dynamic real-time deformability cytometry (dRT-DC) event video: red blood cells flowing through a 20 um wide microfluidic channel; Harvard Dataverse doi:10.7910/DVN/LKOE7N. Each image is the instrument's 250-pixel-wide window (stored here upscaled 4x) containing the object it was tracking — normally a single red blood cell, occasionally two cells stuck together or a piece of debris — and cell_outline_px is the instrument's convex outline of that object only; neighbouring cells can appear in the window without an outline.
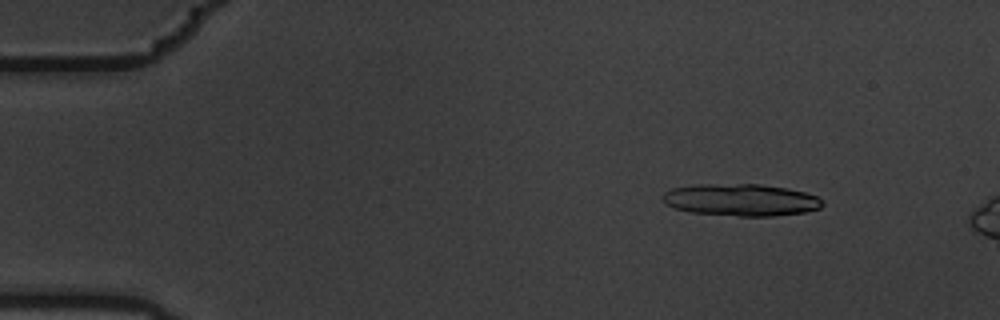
{"species": "common noctule bat (a hibernating species)", "species_latin": "Nyctalus noctula", "temperature_condition": "warm", "stored_images_in_passage": 4, "camera_frame_rate_fps": 3000, "um_per_image_px": 0.085, "animal": {"sex": "male", "body_mass_g": 19.5, "forearm_length_mm": 54.6}, "frame": {"image": 1, "passage_image": 2, "time_ms": 0.333, "image_size_px": [1000, 320], "cell_outline_px": [[824, 204], [820, 208], [804, 212], [772, 216], [740, 216], [688, 212], [672, 208], [664, 204], [660, 196], [664, 192], [672, 188], [700, 184], [760, 184], [788, 188], [804, 192], [816, 196], [824, 200]], "centroid_in_image_um": [62.94, 16.99], "position_along_channel_um": 22.1, "area_um2": 30.17}}